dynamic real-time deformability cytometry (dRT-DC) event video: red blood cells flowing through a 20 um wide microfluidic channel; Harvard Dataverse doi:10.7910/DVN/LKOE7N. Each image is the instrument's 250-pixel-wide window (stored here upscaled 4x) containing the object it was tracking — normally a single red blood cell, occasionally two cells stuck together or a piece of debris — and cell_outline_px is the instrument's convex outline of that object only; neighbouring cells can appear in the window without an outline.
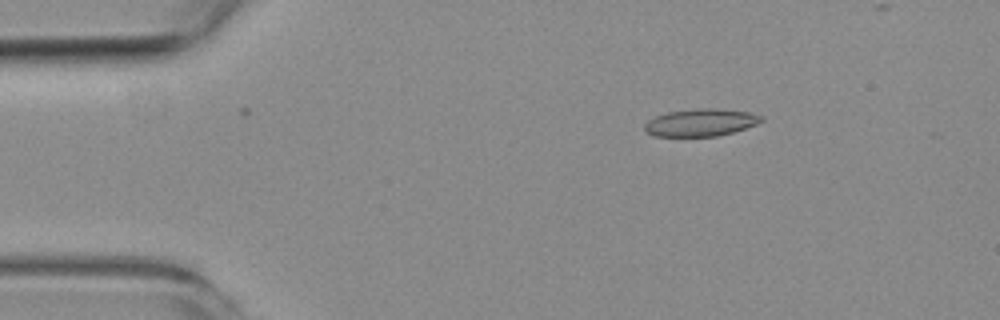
{"species": "common noctule bat (a hibernating species)", "species_latin": "Nyctalus noctula", "temperature_condition": "room temperature", "stored_images_in_passage": 6, "camera_frame_rate_fps": 3000, "um_per_image_px": 0.085, "animal": {"sex": "female", "body_mass_g": 19.3, "forearm_length_mm": 54.1}, "frame": {"image": 1, "passage_image": 3, "time_ms": 2.333, "image_size_px": [1000, 320], "cell_outline_px": [[764, 120], [756, 124], [732, 132], [716, 136], [656, 136], [644, 132], [644, 124], [648, 120], [656, 116], [668, 112], [696, 108], [716, 108], [748, 112], [764, 116]], "centroid_in_image_um": [59.54, 10.41], "position_along_channel_um": 25.5, "area_um2": 18.61}}